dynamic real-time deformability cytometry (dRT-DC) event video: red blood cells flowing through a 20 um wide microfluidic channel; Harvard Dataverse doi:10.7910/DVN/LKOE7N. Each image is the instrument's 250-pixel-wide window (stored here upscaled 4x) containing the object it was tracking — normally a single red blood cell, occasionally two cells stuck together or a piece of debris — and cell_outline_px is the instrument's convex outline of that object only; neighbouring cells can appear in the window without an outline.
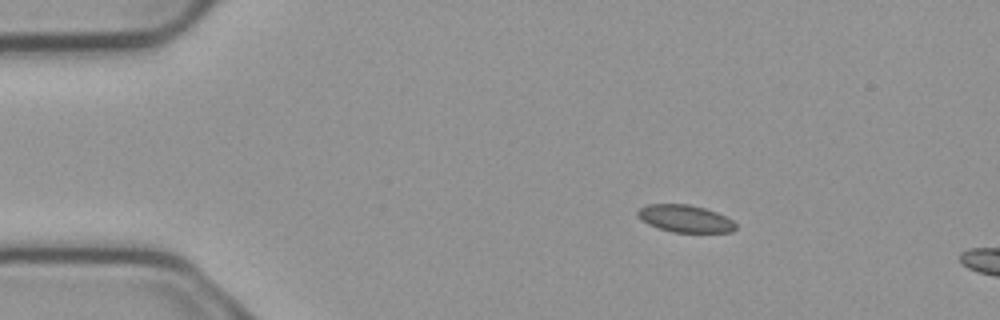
{"species": "common noctule bat (a hibernating species)", "species_latin": "Nyctalus noctula", "temperature_condition": "cold", "stored_images_in_passage": 4, "camera_frame_rate_fps": 3000, "um_per_image_px": 0.085, "animal": {"sex": "male", "body_mass_g": 23.1, "forearm_length_mm": 52.7}, "frame": {"image": 1, "passage_image": 2, "time_ms": 0.333, "image_size_px": [1000, 320], "cell_outline_px": [[736, 228], [732, 232], [672, 232], [656, 228], [640, 220], [636, 212], [640, 208], [648, 204], [688, 204], [704, 208], [716, 212], [732, 220], [736, 224]], "centroid_in_image_um": [58.2, 18.58], "position_along_channel_um": 26.8, "area_um2": 15.61}}